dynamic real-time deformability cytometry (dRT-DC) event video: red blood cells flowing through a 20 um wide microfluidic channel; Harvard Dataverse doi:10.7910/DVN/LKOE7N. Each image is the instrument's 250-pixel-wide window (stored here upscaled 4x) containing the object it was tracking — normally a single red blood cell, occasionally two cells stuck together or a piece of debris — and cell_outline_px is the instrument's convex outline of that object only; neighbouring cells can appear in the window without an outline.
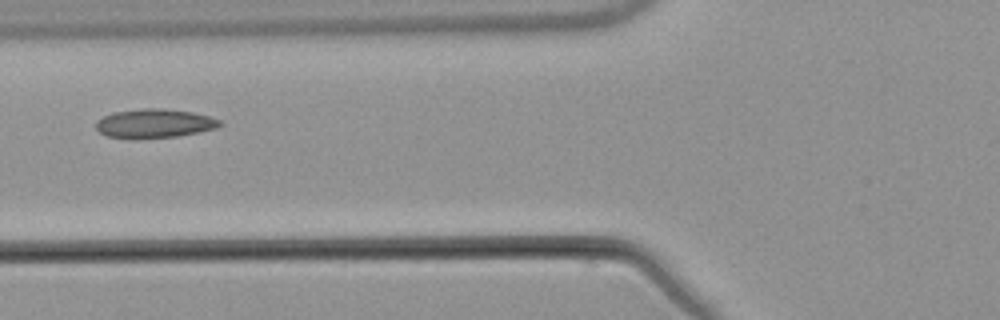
{"species": "common noctule bat (a hibernating species)", "species_latin": "Nyctalus noctula", "temperature_condition": "warm", "stored_images_in_passage": 5, "camera_frame_rate_fps": 3000, "um_per_image_px": 0.085, "animal": {"sex": "male", "body_mass_g": 21.5, "forearm_length_mm": 52.0}, "frame": {"image": 1, "passage_image": 5, "time_ms": 4.667, "image_size_px": [1000, 320], "cell_outline_px": [[224, 124], [216, 128], [176, 136], [136, 140], [132, 140], [108, 136], [100, 132], [96, 128], [96, 120], [112, 112], [144, 108], [164, 108], [192, 112], [208, 116], [220, 120]], "centroid_in_image_um": [13.09, 10.5], "position_along_channel_um": 112.7, "area_um2": 21.15}}